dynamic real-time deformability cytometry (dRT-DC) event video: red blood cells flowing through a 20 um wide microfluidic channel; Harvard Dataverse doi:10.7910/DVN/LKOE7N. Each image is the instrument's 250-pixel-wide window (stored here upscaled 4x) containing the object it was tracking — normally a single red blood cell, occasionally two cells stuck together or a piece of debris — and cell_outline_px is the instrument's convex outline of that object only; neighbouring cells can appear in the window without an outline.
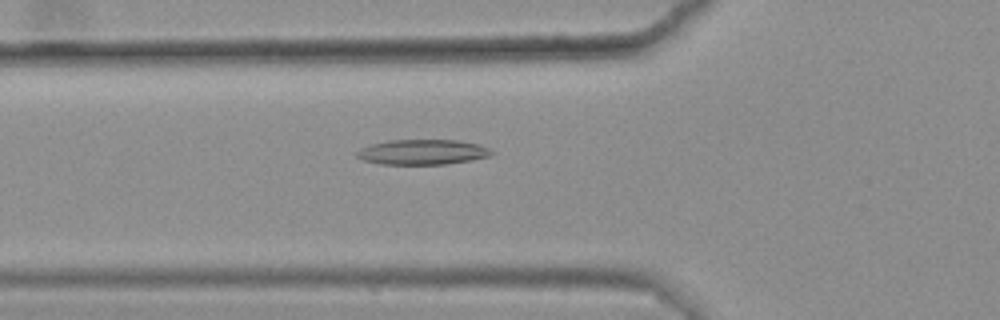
{"species": "common noctule bat (a hibernating species)", "species_latin": "Nyctalus noctula", "temperature_condition": "warm", "stored_images_in_passage": 42, "camera_frame_rate_fps": 3000, "um_per_image_px": 0.085, "animal": {"sex": "female", "body_mass_g": 25.1}, "frame": {"image": 1, "passage_image": 11, "time_ms": 3.333, "image_size_px": [1000, 320], "cell_outline_px": [[496, 152], [488, 156], [472, 160], [444, 164], [380, 164], [364, 160], [356, 156], [356, 152], [360, 148], [372, 144], [388, 140], [456, 140], [480, 144]], "centroid_in_image_um": [35.92, 12.92], "position_along_channel_um": 89.9, "area_um2": 19.71}}
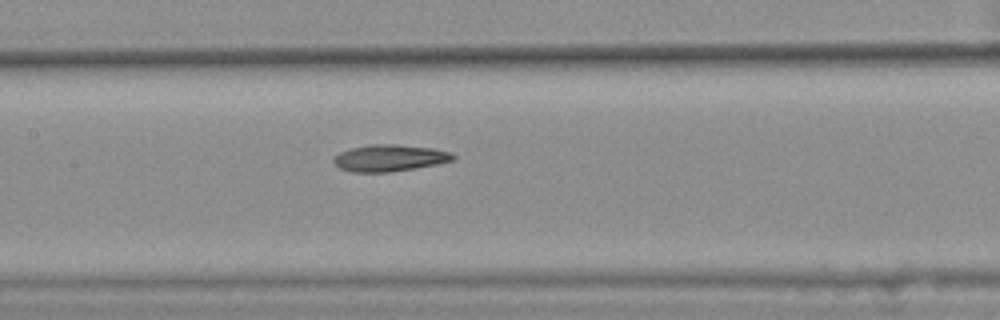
{"frame": {"image": 2, "passage_image": 18, "time_ms": 5.667, "image_size_px": [1000, 320], "cell_outline_px": [[456, 156], [452, 160], [436, 164], [388, 172], [352, 172], [340, 168], [332, 160], [340, 152], [352, 148], [372, 144], [396, 144], [432, 148], [452, 152]], "centroid_in_image_um": [33.12, 13.42], "position_along_channel_um": 174.3, "area_um2": 18.32}}
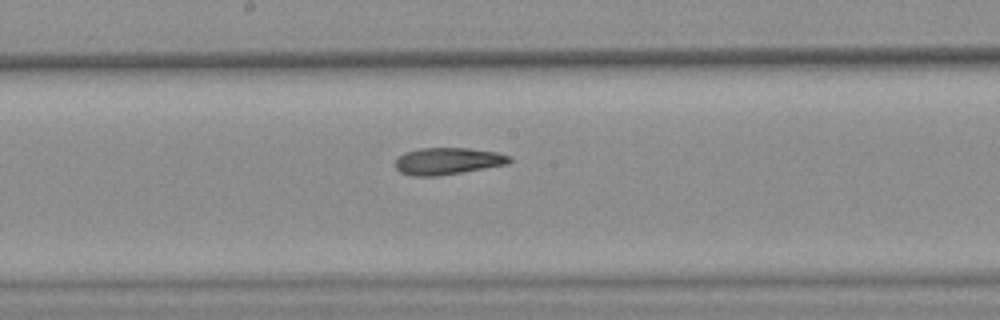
{"frame": {"image": 3, "passage_image": 21, "time_ms": 6.667, "image_size_px": [1000, 320], "cell_outline_px": [[512, 160], [508, 164], [436, 176], [416, 176], [400, 172], [392, 164], [404, 152], [420, 148], [468, 148], [496, 152], [512, 156]], "centroid_in_image_um": [38.04, 13.68], "position_along_channel_um": 210.2, "area_um2": 17.86}, "authors_computed_cell_mechanics": {"area_um2": 18.2648, "velocity_mm_per_s": 3.5996, "shape_relaxation_time_tau1_ms": null, "shape_relaxation_time_tau2_ms": 4.7174, "deformation_change_tau1": null, "deformation_change_tau2": 0.1342}}